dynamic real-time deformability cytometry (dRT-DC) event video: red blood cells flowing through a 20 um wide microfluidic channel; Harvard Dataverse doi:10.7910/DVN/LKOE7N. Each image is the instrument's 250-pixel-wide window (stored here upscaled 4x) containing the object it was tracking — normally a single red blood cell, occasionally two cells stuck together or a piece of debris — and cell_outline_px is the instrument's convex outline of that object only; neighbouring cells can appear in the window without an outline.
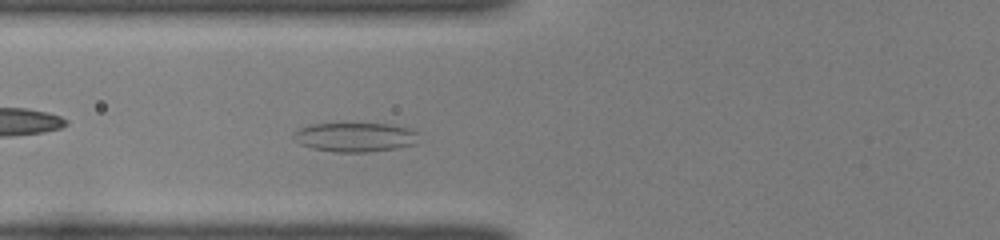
{"species": "common noctule bat (a hibernating species)", "species_latin": "Nyctalus noctula", "temperature_condition": "room temperature", "stored_images_in_passage": 36, "camera_frame_rate_fps": 3000, "um_per_image_px": 0.085, "animal": {"sex": "female", "body_mass_g": 22.0, "forearm_length_mm": 56.7}, "frame": {"image": 1, "passage_image": 6, "time_ms": 1.667, "image_size_px": [1000, 240], "cell_outline_px": [[416, 132], [412, 144], [396, 148], [368, 152], [336, 152], [312, 148], [300, 144], [296, 140], [296, 132], [300, 128], [312, 124], [388, 124], [404, 128]], "centroid_in_image_um": [30.12, 11.67], "position_along_channel_um": 95.7, "area_um2": 20.52}}
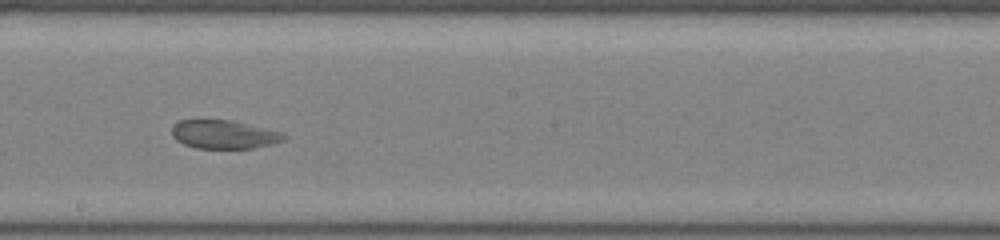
{"frame": {"image": 2, "passage_image": 16, "time_ms": 5.0, "image_size_px": [1000, 240], "cell_outline_px": [[284, 140], [272, 144], [252, 148], [196, 148], [184, 144], [176, 140], [172, 136], [172, 124], [180, 120], [232, 120], [280, 132], [284, 136]], "centroid_in_image_um": [18.97, 11.42], "position_along_channel_um": 229.2, "area_um2": 18.44}}
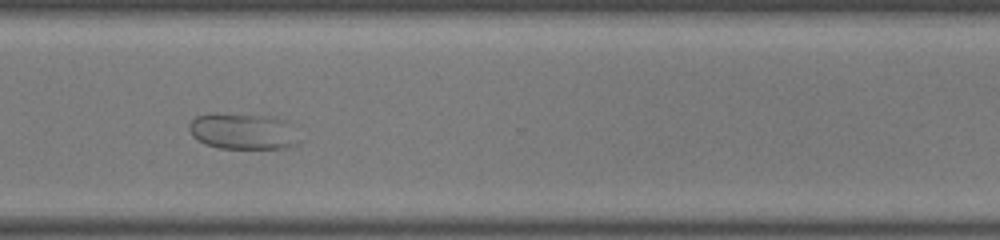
{"frame": {"image": 3, "passage_image": 25, "time_ms": 8.0, "image_size_px": [1000, 240], "cell_outline_px": [[300, 140], [296, 144], [284, 148], [220, 148], [204, 144], [192, 136], [188, 128], [188, 124], [196, 116], [276, 116], [288, 120], [296, 124]], "centroid_in_image_um": [20.78, 11.2], "position_along_channel_um": 349.8, "area_um2": 22.95}}